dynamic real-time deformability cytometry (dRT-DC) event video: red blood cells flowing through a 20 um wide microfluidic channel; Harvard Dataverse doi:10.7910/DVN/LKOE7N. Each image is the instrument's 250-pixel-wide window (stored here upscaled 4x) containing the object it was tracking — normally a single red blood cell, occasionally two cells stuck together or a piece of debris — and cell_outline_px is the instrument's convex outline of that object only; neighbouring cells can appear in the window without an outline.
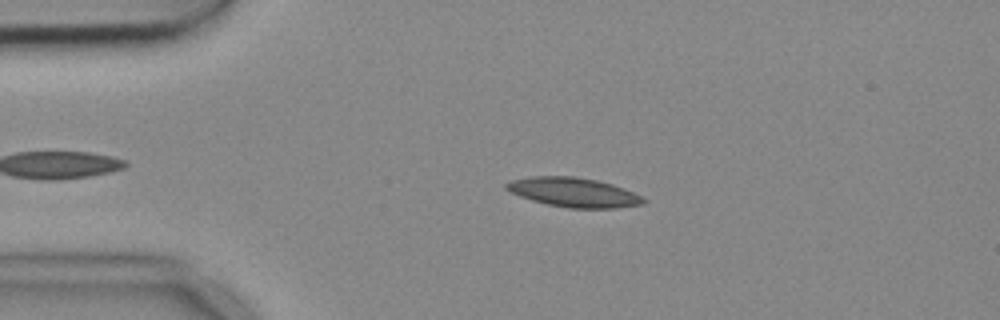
{"species": "common noctule bat (a hibernating species)", "species_latin": "Nyctalus noctula", "temperature_condition": "cold", "stored_images_in_passage": 3, "camera_frame_rate_fps": 3000, "um_per_image_px": 0.085, "animal": {"sex": "female", "body_mass_g": 18.4}, "frame": {"image": 1, "passage_image": 2, "time_ms": 0.333, "image_size_px": [1000, 320], "cell_outline_px": [[648, 200], [644, 204], [616, 208], [568, 208], [548, 204], [532, 200], [520, 196], [504, 188], [504, 184], [512, 180], [532, 176], [572, 176], [596, 180], [612, 184], [624, 188]], "centroid_in_image_um": [48.77, 16.35], "position_along_channel_um": 36.2, "area_um2": 23.35}}